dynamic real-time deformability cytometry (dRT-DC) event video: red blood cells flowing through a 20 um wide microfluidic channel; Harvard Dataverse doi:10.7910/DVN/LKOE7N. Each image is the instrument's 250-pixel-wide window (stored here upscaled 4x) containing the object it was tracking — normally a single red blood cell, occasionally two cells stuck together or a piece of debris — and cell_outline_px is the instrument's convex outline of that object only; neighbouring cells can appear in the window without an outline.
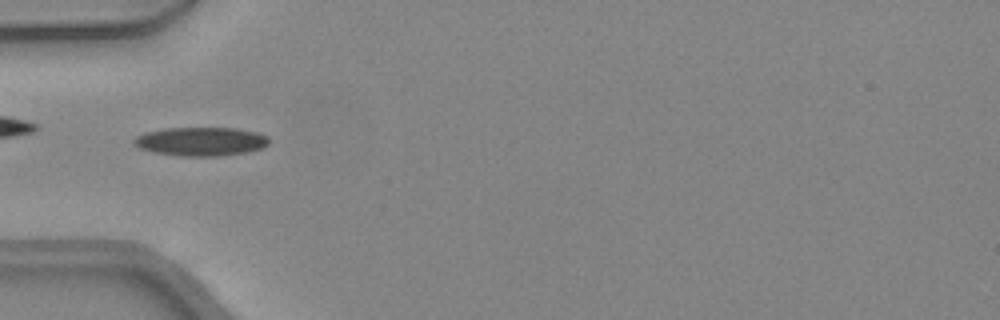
{"species": "common noctule bat (a hibernating species)", "species_latin": "Nyctalus noctula", "temperature_condition": "warm", "stored_images_in_passage": 38, "camera_frame_rate_fps": 3000, "um_per_image_px": 0.085, "animal": {"sex": "female", "body_mass_g": 24.6, "forearm_length_mm": 56.2}, "frame": {"image": 1, "passage_image": 7, "time_ms": 2.0, "image_size_px": [1000, 320], "cell_outline_px": [[268, 144], [264, 148], [248, 152], [220, 156], [180, 156], [156, 152], [140, 148], [132, 144], [132, 140], [136, 136], [144, 132], [164, 128], [236, 128], [256, 132], [268, 136]], "centroid_in_image_um": [17.07, 12.02], "position_along_channel_um": 67.9, "area_um2": 22.77}}
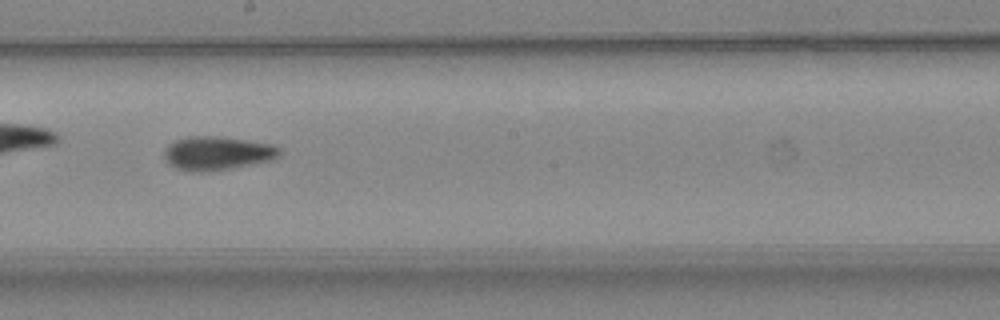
{"frame": {"image": 2, "passage_image": 18, "time_ms": 5.667, "image_size_px": [1000, 320], "cell_outline_px": [[280, 156], [272, 160], [232, 168], [208, 172], [188, 172], [176, 168], [168, 164], [164, 160], [164, 152], [168, 144], [176, 140], [188, 136], [216, 136], [272, 144], [280, 148]], "centroid_in_image_um": [18.43, 13.04], "position_along_channel_um": 229.8, "area_um2": 22.83}}
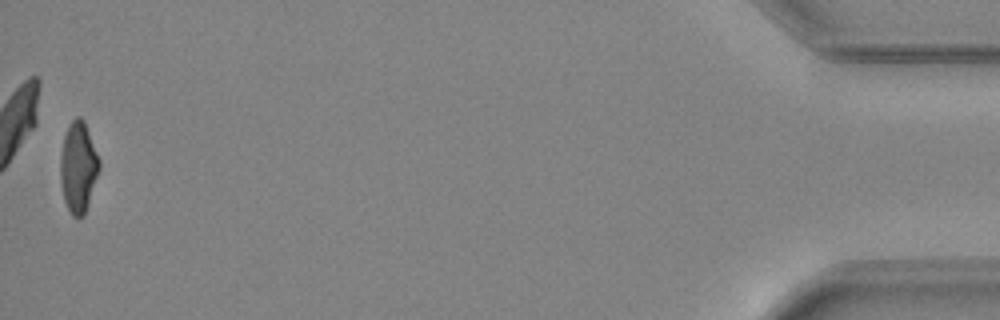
{"frame": {"image": 3, "passage_image": 38, "time_ms": 12.333, "image_size_px": [1000, 320], "cell_outline_px": [[100, 168], [84, 216], [72, 216], [64, 200], [60, 180], [60, 156], [64, 136], [72, 120], [76, 116], [80, 116], [84, 120], [100, 160]], "centroid_in_image_um": [6.65, 14.2], "position_along_channel_um": 428.5, "area_um2": 20.46}, "authors_computed_cell_mechanics": {"area_um2": 21.4438, "velocity_mm_per_s": 4.3961, "shape_relaxation_time_tau1_ms": 7.7635, "shape_relaxation_time_tau2_ms": 4.199, "deformation_change_tau1": 0.2193, "deformation_change_tau2": 0.1076}}